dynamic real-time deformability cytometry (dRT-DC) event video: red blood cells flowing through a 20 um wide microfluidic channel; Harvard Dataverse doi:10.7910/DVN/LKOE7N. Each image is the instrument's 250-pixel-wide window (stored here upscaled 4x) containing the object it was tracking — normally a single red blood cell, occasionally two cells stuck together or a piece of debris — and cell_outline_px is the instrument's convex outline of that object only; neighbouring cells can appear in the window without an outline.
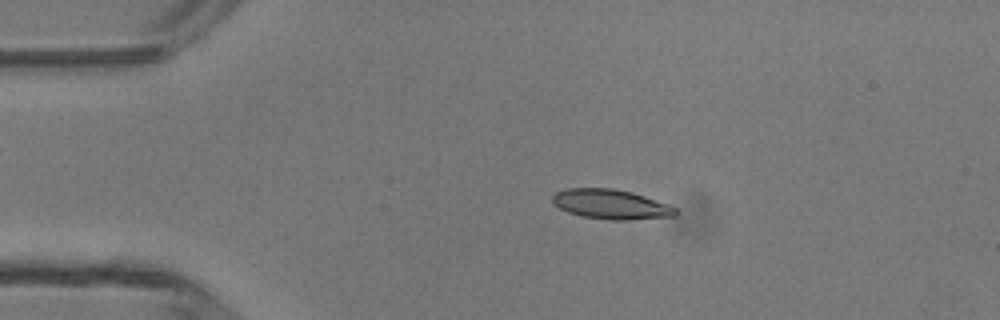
{"species": "common noctule bat (a hibernating species)", "species_latin": "Nyctalus noctula", "temperature_condition": "room temperature", "stored_images_in_passage": 3, "camera_frame_rate_fps": 3000, "um_per_image_px": 0.085, "animal": {"sex": "male", "body_mass_g": 13.3}, "frame": {"image": 1, "passage_image": 2, "time_ms": 1.333, "image_size_px": [1000, 320], "cell_outline_px": [[680, 212], [676, 216], [628, 220], [608, 220], [580, 216], [568, 212], [552, 204], [552, 196], [556, 192], [568, 188], [612, 188], [632, 192], [668, 204], [676, 208]], "centroid_in_image_um": [51.94, 17.37], "position_along_channel_um": 33.1, "area_um2": 21.5}}